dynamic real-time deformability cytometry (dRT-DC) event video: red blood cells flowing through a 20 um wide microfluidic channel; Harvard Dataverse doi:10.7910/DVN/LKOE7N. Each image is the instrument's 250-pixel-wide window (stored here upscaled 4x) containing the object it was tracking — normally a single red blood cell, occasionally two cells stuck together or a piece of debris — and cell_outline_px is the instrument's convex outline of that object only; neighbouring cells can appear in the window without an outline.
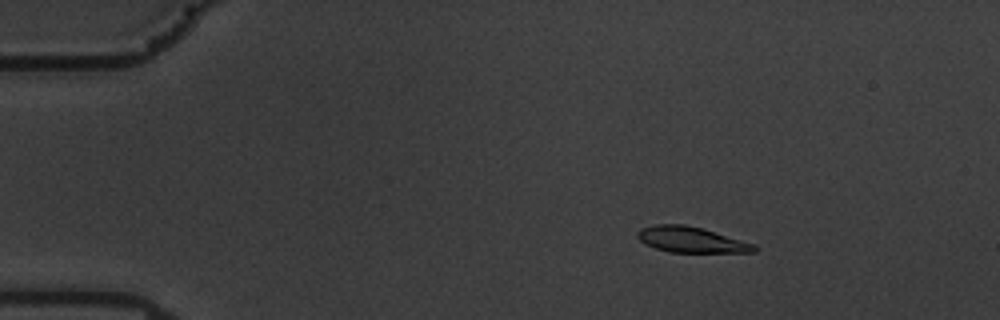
{"species": "common noctule bat (a hibernating species)", "species_latin": "Nyctalus noctula", "temperature_condition": "warm", "stored_images_in_passage": 56, "camera_frame_rate_fps": 3000, "um_per_image_px": 0.085, "animal": {"sex": "male", "body_mass_g": 19.5, "forearm_length_mm": 54.6}, "frame": {"image": 1, "passage_image": 7, "time_ms": 2.0, "image_size_px": [1000, 320], "cell_outline_px": [[756, 252], [668, 252], [656, 248], [640, 240], [636, 236], [636, 232], [640, 228], [656, 224], [684, 224], [700, 228], [740, 240], [752, 244], [756, 248]], "centroid_in_image_um": [58.67, 20.37], "position_along_channel_um": 26.3, "area_um2": 17.05}}
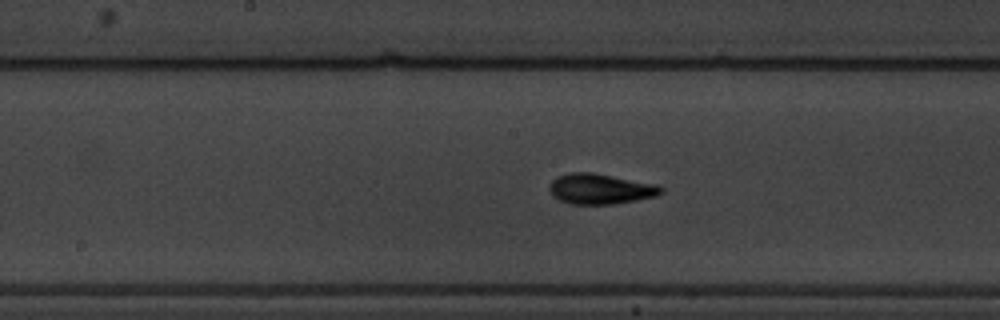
{"frame": {"image": 2, "passage_image": 28, "time_ms": 9.0, "image_size_px": [1000, 320], "cell_outline_px": [[664, 192], [656, 196], [636, 200], [612, 204], [568, 204], [552, 196], [548, 188], [552, 180], [556, 176], [568, 172], [592, 172], [656, 184], [664, 188]], "centroid_in_image_um": [51.0, 16.05], "position_along_channel_um": 197.2, "area_um2": 19.94}}
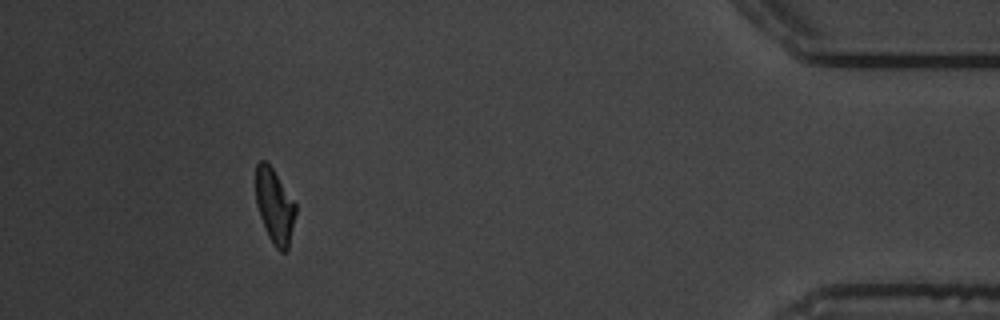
{"frame": {"image": 3, "passage_image": 51, "time_ms": 16.667, "image_size_px": [1000, 320], "cell_outline_px": [[296, 212], [288, 248], [284, 252], [280, 252], [272, 244], [268, 236], [260, 216], [256, 204], [256, 164], [260, 160], [264, 160], [272, 168], [296, 204]], "centroid_in_image_um": [23.34, 17.54], "position_along_channel_um": 411.9, "area_um2": 17.17}, "authors_computed_cell_mechanics": {"area_um2": 18.4382, "velocity_mm_per_s": 3.5157, "shape_relaxation_time_tau1_ms": 3.8011, "shape_relaxation_time_tau2_ms": 1.1441, "deformation_change_tau1": 0.1649, "deformation_change_tau2": 0.0696}}